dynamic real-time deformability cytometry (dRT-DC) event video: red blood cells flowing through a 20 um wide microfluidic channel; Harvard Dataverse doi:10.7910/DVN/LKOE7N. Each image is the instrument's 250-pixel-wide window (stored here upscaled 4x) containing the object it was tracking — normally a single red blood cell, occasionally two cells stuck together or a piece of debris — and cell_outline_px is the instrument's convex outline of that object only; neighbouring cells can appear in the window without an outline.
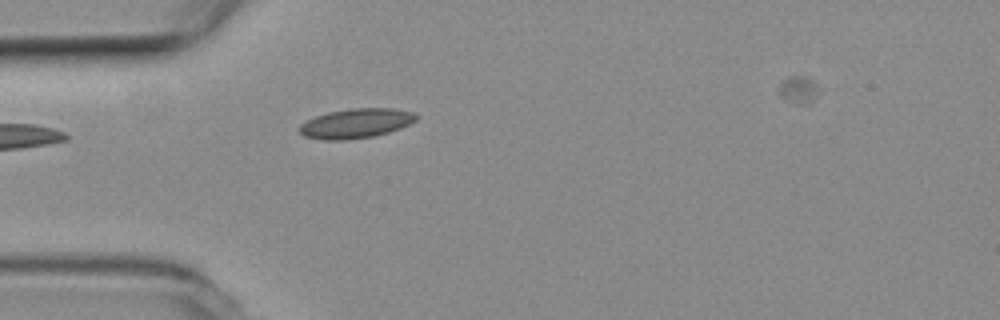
{"species": "common noctule bat (a hibernating species)", "species_latin": "Nyctalus noctula", "temperature_condition": "room temperature", "stored_images_in_passage": 38, "camera_frame_rate_fps": 3000, "um_per_image_px": 0.085, "animal": {"sex": "female", "body_mass_g": 19.3, "forearm_length_mm": 54.1}, "frame": {"image": 1, "passage_image": 1, "time_ms": 0.0, "image_size_px": [1000, 320], "cell_outline_px": [[420, 116], [416, 120], [400, 128], [388, 132], [372, 136], [344, 140], [324, 140], [304, 136], [296, 128], [300, 124], [316, 116], [328, 112], [352, 108], [392, 108], [412, 112]], "centroid_in_image_um": [30.24, 10.48], "position_along_channel_um": 54.8, "area_um2": 20.06}}
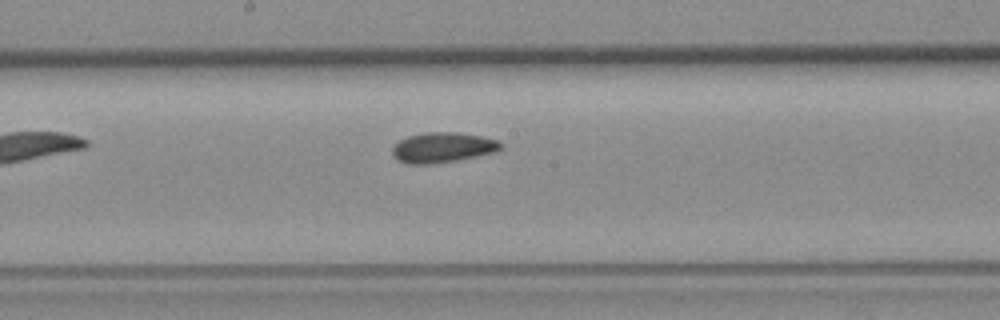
{"frame": {"image": 2, "passage_image": 14, "time_ms": 4.333, "image_size_px": [1000, 320], "cell_outline_px": [[504, 148], [496, 152], [456, 160], [432, 164], [408, 164], [392, 156], [392, 148], [400, 140], [408, 136], [428, 132], [456, 132], [480, 136], [500, 140], [504, 144]], "centroid_in_image_um": [37.67, 12.53], "position_along_channel_um": 210.5, "area_um2": 19.13}}
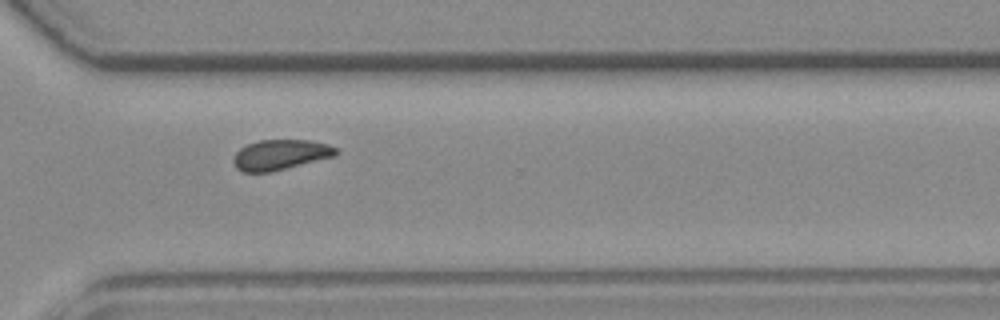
{"frame": {"image": 3, "passage_image": 25, "time_ms": 8.0, "image_size_px": [1000, 320], "cell_outline_px": [[340, 152], [336, 156], [272, 172], [244, 172], [236, 168], [232, 160], [236, 152], [240, 148], [248, 144], [260, 140], [312, 140], [328, 144], [336, 148]], "centroid_in_image_um": [23.86, 13.15], "position_along_channel_um": 346.7, "area_um2": 18.26}}